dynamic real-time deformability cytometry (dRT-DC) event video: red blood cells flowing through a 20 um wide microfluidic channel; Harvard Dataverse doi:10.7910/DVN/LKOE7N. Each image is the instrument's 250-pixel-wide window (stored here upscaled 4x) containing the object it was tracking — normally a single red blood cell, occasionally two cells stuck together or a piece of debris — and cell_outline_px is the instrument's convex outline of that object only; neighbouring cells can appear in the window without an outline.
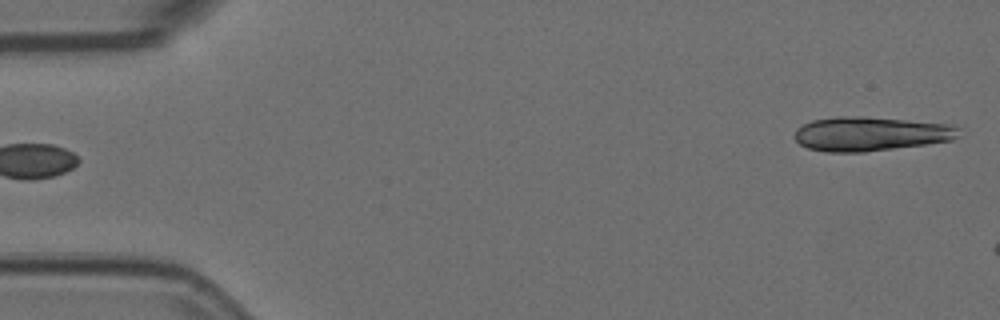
{"species": "Egyptian fruit bat (a non-hibernating species)", "species_latin": "Rousettus aegyptiacus", "temperature_condition": "room temperature", "stored_images_in_passage": 5, "segment_of_instrument_passage": [2, 2], "camera_frame_rate_fps": 3000, "um_per_image_px": 0.085, "animal": {"sex": "female"}, "frame": {"image": 1, "passage_image": 5, "time_ms": 1.333, "image_size_px": [1000, 320], "cell_outline_px": [[960, 128], [956, 136], [952, 140], [924, 144], [864, 152], [828, 152], [808, 148], [800, 144], [796, 140], [796, 128], [812, 120], [836, 116], [864, 116], [948, 124]], "centroid_in_image_um": [73.96, 11.37], "position_along_channel_um": 11.0, "area_um2": 32.43}}